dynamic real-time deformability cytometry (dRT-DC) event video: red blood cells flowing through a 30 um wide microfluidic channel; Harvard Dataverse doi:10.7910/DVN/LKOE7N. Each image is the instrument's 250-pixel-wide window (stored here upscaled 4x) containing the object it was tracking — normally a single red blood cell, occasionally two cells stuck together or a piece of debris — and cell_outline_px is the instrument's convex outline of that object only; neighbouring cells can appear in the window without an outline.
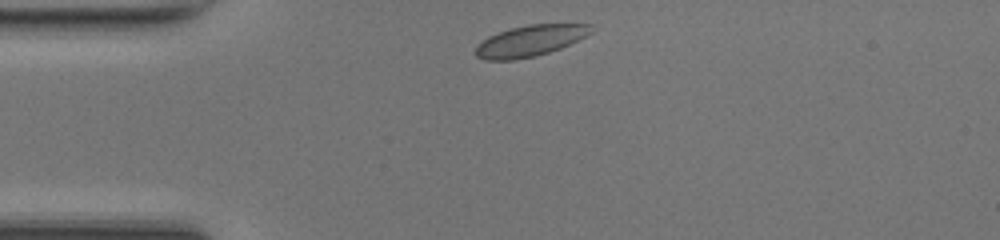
{"species": "common noctule bat (a hibernating species)", "species_latin": "Nyctalus noctula", "temperature_condition": "room temperature", "stored_images_in_passage": 32, "camera_frame_rate_fps": 3000, "um_per_image_px": 0.085, "animal": {"sex": "female", "body_mass_g": 17.0, "forearm_length_mm": 48.0}, "frame": {"image": 1, "passage_image": 1, "time_ms": 0.0, "image_size_px": [1000, 240], "cell_outline_px": [[596, 28], [592, 32], [560, 48], [536, 56], [516, 60], [484, 60], [476, 56], [476, 44], [488, 36], [512, 28], [528, 24], [592, 24]], "centroid_in_image_um": [45.04, 3.47], "position_along_channel_um": 40.0, "area_um2": 20.87}}
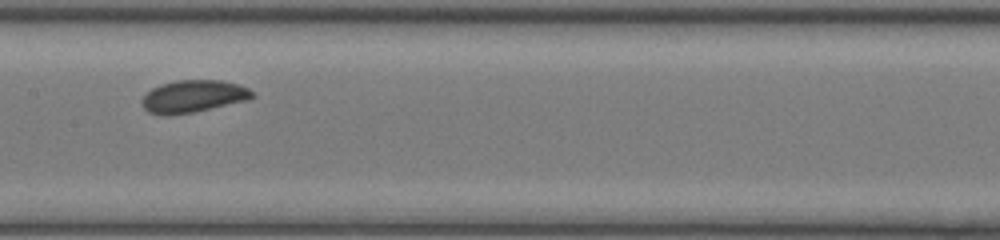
{"frame": {"image": 2, "passage_image": 14, "time_ms": 4.333, "image_size_px": [1000, 240], "cell_outline_px": [[256, 96], [248, 100], [192, 112], [168, 116], [164, 116], [148, 112], [144, 108], [144, 96], [152, 88], [160, 84], [176, 80], [220, 80], [240, 84], [248, 88]], "centroid_in_image_um": [16.45, 8.18], "position_along_channel_um": 190.9, "area_um2": 20.69}}
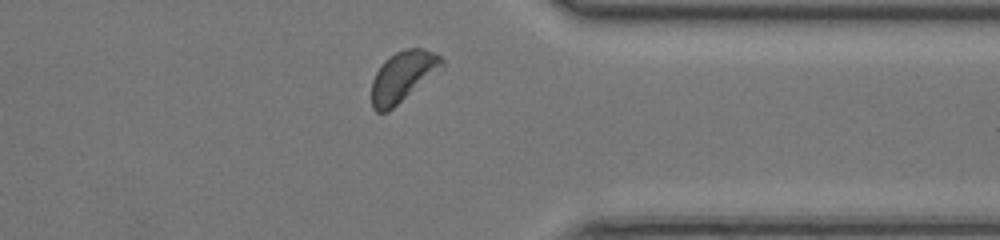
{"frame": {"image": 3, "passage_image": 28, "time_ms": 9.0, "image_size_px": [1000, 240], "cell_outline_px": [[444, 68], [388, 112], [376, 112], [372, 108], [372, 80], [376, 72], [384, 60], [388, 56], [404, 48], [420, 48], [436, 52], [444, 60]], "centroid_in_image_um": [34.27, 6.49], "position_along_channel_um": 377.1, "area_um2": 21.04}}